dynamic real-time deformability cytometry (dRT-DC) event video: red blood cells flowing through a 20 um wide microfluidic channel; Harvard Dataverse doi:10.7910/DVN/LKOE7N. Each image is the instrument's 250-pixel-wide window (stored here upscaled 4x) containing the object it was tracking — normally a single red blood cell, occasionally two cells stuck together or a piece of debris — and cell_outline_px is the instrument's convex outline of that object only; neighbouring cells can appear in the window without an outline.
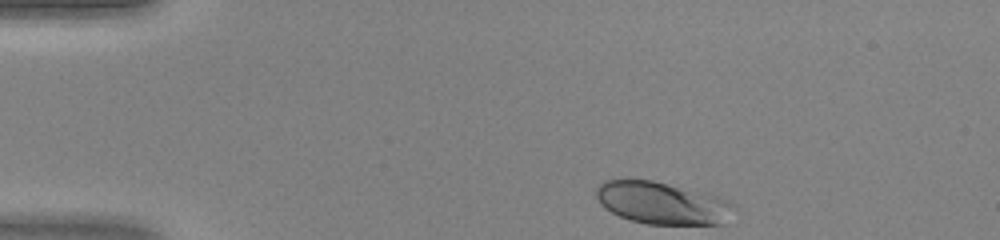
{"species": "human", "species_latin": "Homo sapiens", "temperature_condition": "warm", "stored_images_in_passage": 39, "camera_frame_rate_fps": 3000, "um_per_image_px": 0.085, "donor": {"sex": "female"}, "frame": {"image": 1, "passage_image": 1, "time_ms": 0.0, "image_size_px": [1000, 240], "cell_outline_px": [[728, 204], [724, 224], [648, 224], [632, 220], [620, 216], [604, 208], [600, 204], [596, 196], [596, 188], [604, 180], [652, 180], [716, 196], [728, 200]], "centroid_in_image_um": [56.15, 17.25], "position_along_channel_um": 28.9, "area_um2": 32.83}}
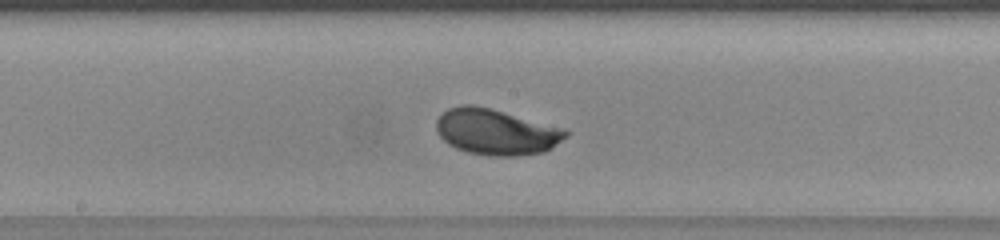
{"frame": {"image": 2, "passage_image": 18, "time_ms": 5.667, "image_size_px": [1000, 240], "cell_outline_px": [[568, 136], [552, 148], [544, 152], [520, 156], [488, 156], [468, 152], [456, 148], [448, 144], [436, 132], [436, 120], [448, 108], [460, 104], [472, 104], [568, 128]], "centroid_in_image_um": [42.2, 11.22], "position_along_channel_um": 206.0, "area_um2": 34.97}}
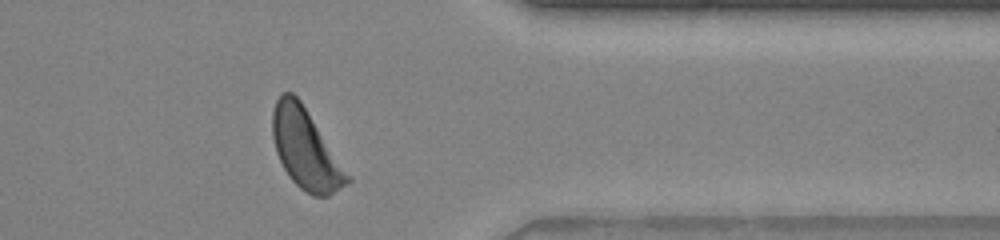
{"frame": {"image": 3, "passage_image": 31, "time_ms": 10.0, "image_size_px": [1000, 240], "cell_outline_px": [[352, 180], [328, 196], [312, 196], [300, 188], [288, 176], [276, 152], [272, 136], [272, 112], [276, 100], [280, 92], [292, 92], [300, 100], [352, 176]], "centroid_in_image_um": [25.99, 12.66], "position_along_channel_um": 385.4, "area_um2": 34.85}}